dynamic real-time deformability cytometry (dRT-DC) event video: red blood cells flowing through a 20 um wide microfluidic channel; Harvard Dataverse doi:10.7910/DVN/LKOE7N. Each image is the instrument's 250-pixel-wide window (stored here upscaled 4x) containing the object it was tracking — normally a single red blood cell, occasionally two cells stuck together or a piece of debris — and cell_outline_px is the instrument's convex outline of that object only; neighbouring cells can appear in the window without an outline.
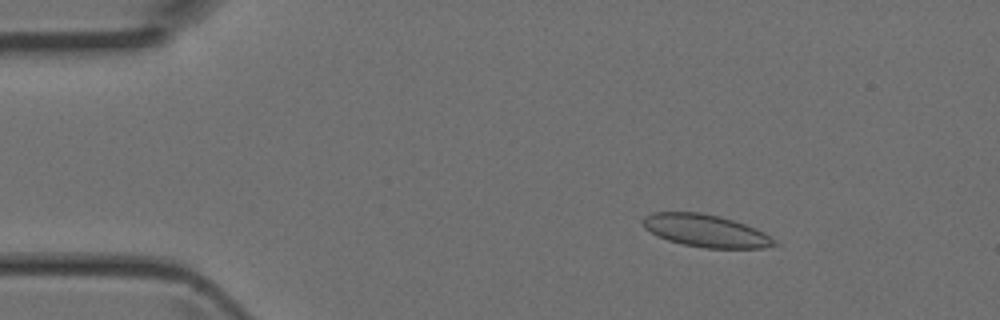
{"species": "Egyptian fruit bat (a non-hibernating species)", "species_latin": "Rousettus aegyptiacus", "temperature_condition": "room temperature", "stored_images_in_passage": 4, "camera_frame_rate_fps": 3000, "um_per_image_px": 0.085, "animal": {"sex": "female"}, "frame": {"image": 1, "passage_image": 1, "time_ms": 0.0, "image_size_px": [1000, 320], "cell_outline_px": [[780, 244], [764, 248], [704, 248], [684, 244], [668, 240], [656, 236], [644, 228], [644, 216], [652, 212], [700, 212], [720, 216], [756, 228], [764, 232], [776, 240]], "centroid_in_image_um": [60.01, 19.62], "position_along_channel_um": 25.0, "area_um2": 24.91}}
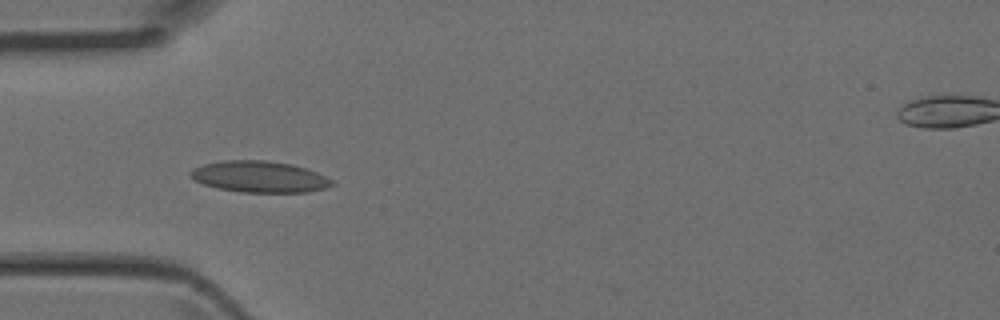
{"frame": {"image": 2, "passage_image": 3, "time_ms": 0.667, "image_size_px": [1000, 320], "cell_outline_px": [[336, 184], [324, 188], [308, 192], [244, 192], [216, 188], [204, 184], [196, 180], [188, 172], [192, 168], [204, 164], [224, 160], [268, 160], [292, 164], [316, 172], [332, 180]], "centroid_in_image_um": [22.05, 15.02], "position_along_channel_um": 63.0, "area_um2": 25.72}}
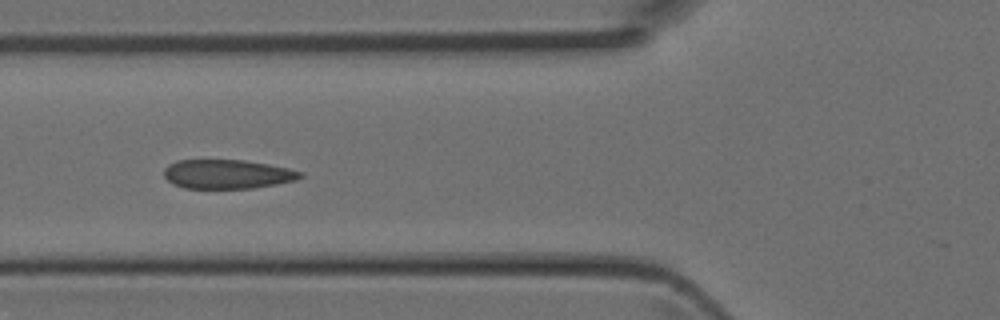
{"frame": {"image": 3, "passage_image": 4, "time_ms": 1.0, "image_size_px": [1000, 320], "cell_outline_px": [[304, 176], [296, 180], [276, 184], [252, 188], [184, 188], [172, 184], [164, 176], [164, 168], [168, 164], [176, 160], [244, 160], [268, 164], [288, 168], [304, 172]], "centroid_in_image_um": [19.32, 14.8], "position_along_channel_um": 106.5, "area_um2": 23.24}}